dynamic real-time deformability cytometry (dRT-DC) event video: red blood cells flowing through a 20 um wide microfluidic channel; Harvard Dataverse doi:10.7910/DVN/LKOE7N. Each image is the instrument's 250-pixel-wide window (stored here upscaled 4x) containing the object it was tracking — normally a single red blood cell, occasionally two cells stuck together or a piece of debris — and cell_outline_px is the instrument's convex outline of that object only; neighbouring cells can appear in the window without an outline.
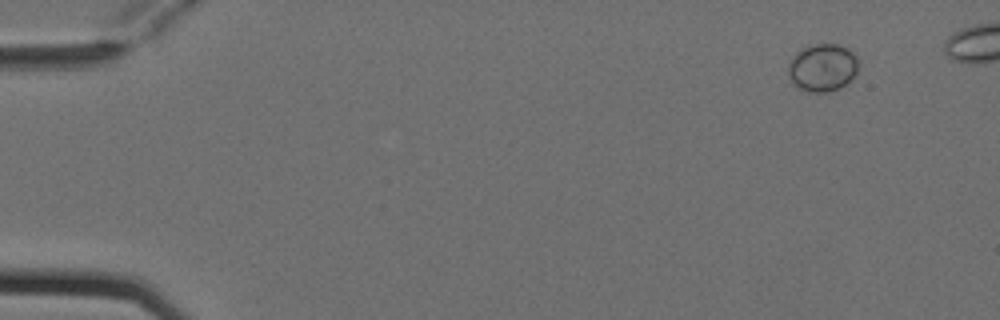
{"species": "Egyptian fruit bat (a non-hibernating species)", "species_latin": "Rousettus aegyptiacus", "temperature_condition": "cold", "stored_images_in_passage": 5, "camera_frame_rate_fps": 3000, "um_per_image_px": 0.085, "animal": {"sex": "female"}, "frame": {"image": 1, "passage_image": 2, "time_ms": 0.333, "image_size_px": [1000, 320], "cell_outline_px": [[856, 72], [840, 88], [828, 92], [808, 92], [796, 88], [792, 84], [788, 72], [788, 64], [792, 56], [800, 48], [812, 44], [836, 44], [852, 52], [856, 56]], "centroid_in_image_um": [69.83, 5.75], "position_along_channel_um": 15.2, "area_um2": 19.42}}